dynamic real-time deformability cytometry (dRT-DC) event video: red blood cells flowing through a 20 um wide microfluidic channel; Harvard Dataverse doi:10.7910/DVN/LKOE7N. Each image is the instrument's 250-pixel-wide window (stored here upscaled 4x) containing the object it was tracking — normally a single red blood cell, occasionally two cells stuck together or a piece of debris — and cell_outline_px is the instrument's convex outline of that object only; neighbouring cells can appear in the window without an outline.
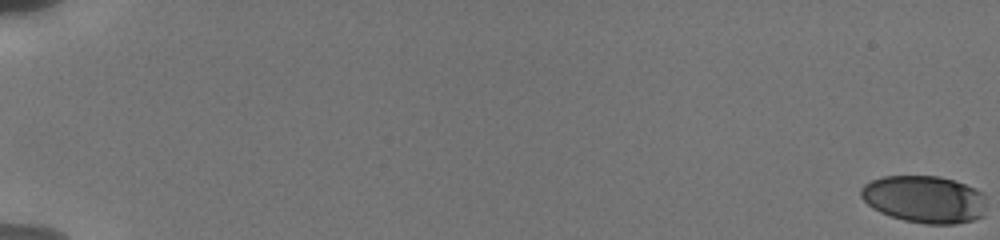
{"species": "human", "species_latin": "Homo sapiens", "temperature_condition": "cold", "stored_images_in_passage": 72, "camera_frame_rate_fps": 3000, "um_per_image_px": 0.085, "donor": {"sex": "male"}, "frame": {"image": 1, "passage_image": 1, "time_ms": 0.0, "image_size_px": [1000, 240], "cell_outline_px": [[984, 216], [972, 220], [952, 224], [924, 224], [904, 220], [880, 212], [872, 208], [860, 196], [860, 188], [864, 184], [872, 180], [884, 176], [940, 176], [976, 188], [984, 192]], "centroid_in_image_um": [78.57, 16.93], "position_along_channel_um": 6.4, "area_um2": 34.62}}
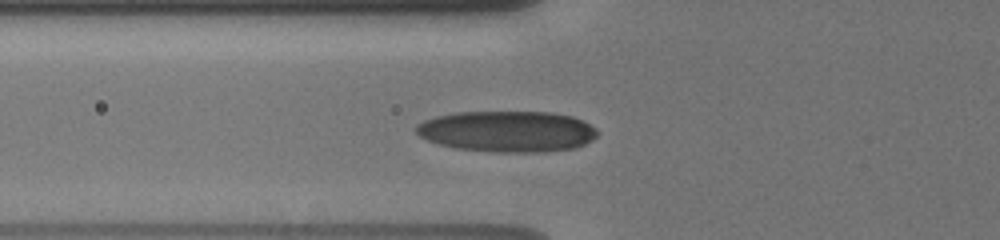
{"frame": {"image": 2, "passage_image": 24, "time_ms": 7.667, "image_size_px": [1000, 240], "cell_outline_px": [[600, 132], [592, 140], [576, 148], [536, 152], [496, 152], [456, 148], [440, 144], [428, 140], [420, 136], [416, 132], [416, 124], [424, 120], [436, 116], [456, 112], [552, 112], [572, 116], [596, 128]], "centroid_in_image_um": [43.12, 11.16], "position_along_channel_um": 82.7, "area_um2": 43.35}}
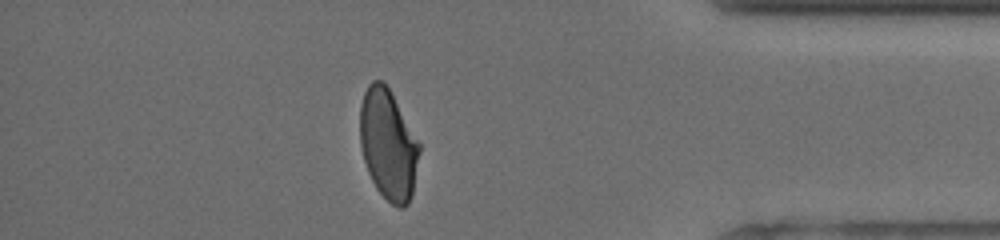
{"frame": {"image": 3, "passage_image": 62, "time_ms": 16.667, "image_size_px": [1000, 240], "cell_outline_px": [[420, 152], [412, 192], [408, 204], [404, 208], [400, 208], [392, 204], [376, 188], [368, 172], [364, 160], [360, 144], [360, 104], [364, 92], [368, 84], [372, 80], [380, 80], [388, 88], [420, 144]], "centroid_in_image_um": [32.98, 12.29], "position_along_channel_um": 402.2, "area_um2": 37.74}, "authors_computed_cell_mechanics": {"area_um2": 39.7086, "velocity_mm_per_s": 3.8278, "shape_relaxation_time_tau1_ms": 7.1327, "shape_relaxation_time_tau2_ms": 1.972, "deformation_change_tau1": 0.2074, "deformation_change_tau2": 0.0705}}